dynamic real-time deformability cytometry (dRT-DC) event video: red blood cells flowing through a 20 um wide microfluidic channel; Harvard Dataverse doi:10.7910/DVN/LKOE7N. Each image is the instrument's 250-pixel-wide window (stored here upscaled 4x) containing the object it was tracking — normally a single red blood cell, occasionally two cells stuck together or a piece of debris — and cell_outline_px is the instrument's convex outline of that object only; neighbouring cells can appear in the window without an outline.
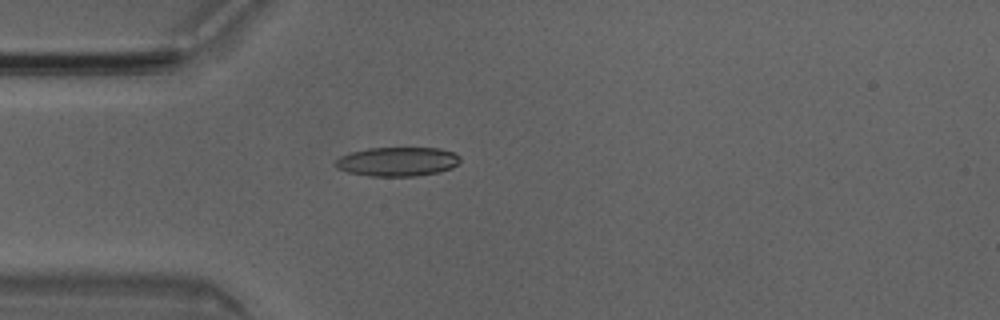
{"species": "Egyptian fruit bat (a non-hibernating species)", "species_latin": "Rousettus aegyptiacus", "temperature_condition": "room temperature", "stored_images_in_passage": 11, "camera_frame_rate_fps": 3000, "um_per_image_px": 0.085, "animal": {"sex": "male"}, "frame": {"image": 1, "passage_image": 4, "time_ms": 1.0, "image_size_px": [1000, 320], "cell_outline_px": [[460, 160], [452, 168], [440, 172], [412, 176], [368, 176], [348, 172], [336, 168], [336, 160], [340, 156], [348, 152], [368, 148], [440, 148], [452, 152], [460, 156]], "centroid_in_image_um": [33.76, 13.73], "position_along_channel_um": 51.2, "area_um2": 21.21}}